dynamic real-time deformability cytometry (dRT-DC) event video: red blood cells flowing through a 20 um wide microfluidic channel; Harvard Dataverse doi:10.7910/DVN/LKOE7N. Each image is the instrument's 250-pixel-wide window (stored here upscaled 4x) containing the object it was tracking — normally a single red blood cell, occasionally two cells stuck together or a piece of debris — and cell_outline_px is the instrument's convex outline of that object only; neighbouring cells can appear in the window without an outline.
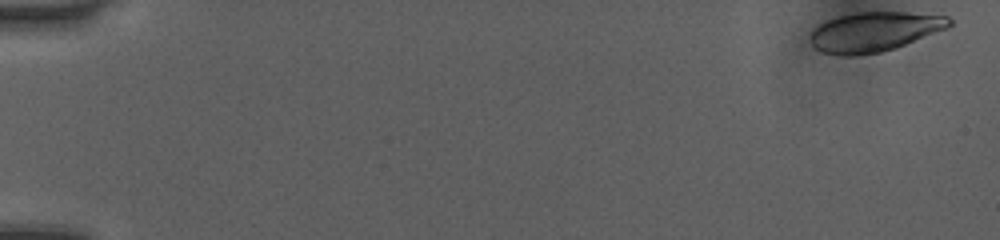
{"species": "human", "species_latin": "Homo sapiens", "temperature_condition": "room temperature", "stored_images_in_passage": 50, "camera_frame_rate_fps": 3000, "um_per_image_px": 0.085, "donor": {"sex": "female"}, "frame": {"image": 1, "passage_image": 1, "time_ms": 0.0, "image_size_px": [1000, 240], "cell_outline_px": [[952, 24], [948, 28], [896, 48], [880, 52], [856, 56], [840, 56], [824, 52], [816, 48], [812, 44], [808, 36], [812, 28], [828, 20], [840, 16], [856, 12], [904, 12], [948, 16], [952, 20]], "centroid_in_image_um": [74.31, 2.7], "position_along_channel_um": 10.7, "area_um2": 32.25}}
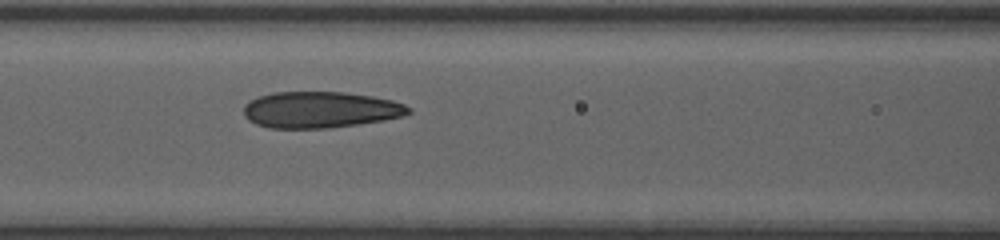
{"frame": {"image": 2, "passage_image": 23, "time_ms": 7.333, "image_size_px": [1000, 240], "cell_outline_px": [[412, 112], [400, 116], [384, 120], [328, 128], [268, 128], [256, 124], [248, 120], [244, 116], [244, 104], [248, 100], [256, 96], [272, 92], [344, 92], [372, 96], [392, 100], [404, 104], [412, 108]], "centroid_in_image_um": [27.18, 9.32], "position_along_channel_um": 139.4, "area_um2": 35.08}}
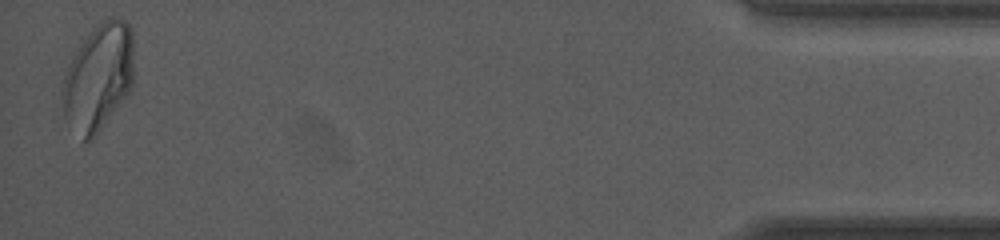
{"frame": {"image": 3, "passage_image": 50, "time_ms": 16.333, "image_size_px": [1000, 240], "cell_outline_px": [[132, 84], [128, 92], [92, 140], [84, 140], [64, 116], [60, 88], [68, 64], [72, 56], [88, 32], [100, 20], [112, 16], [116, 16], [124, 20], [128, 24], [132, 32]], "centroid_in_image_um": [8.33, 6.49], "position_along_channel_um": 426.9, "area_um2": 44.27}, "authors_computed_cell_mechanics": {"area_um2": 34.7667, "velocity_mm_per_s": 4.0638, "shape_relaxation_time_tau1_ms": null, "shape_relaxation_time_tau2_ms": 1.4944, "deformation_change_tau1": null, "deformation_change_tau2": 0.075}}